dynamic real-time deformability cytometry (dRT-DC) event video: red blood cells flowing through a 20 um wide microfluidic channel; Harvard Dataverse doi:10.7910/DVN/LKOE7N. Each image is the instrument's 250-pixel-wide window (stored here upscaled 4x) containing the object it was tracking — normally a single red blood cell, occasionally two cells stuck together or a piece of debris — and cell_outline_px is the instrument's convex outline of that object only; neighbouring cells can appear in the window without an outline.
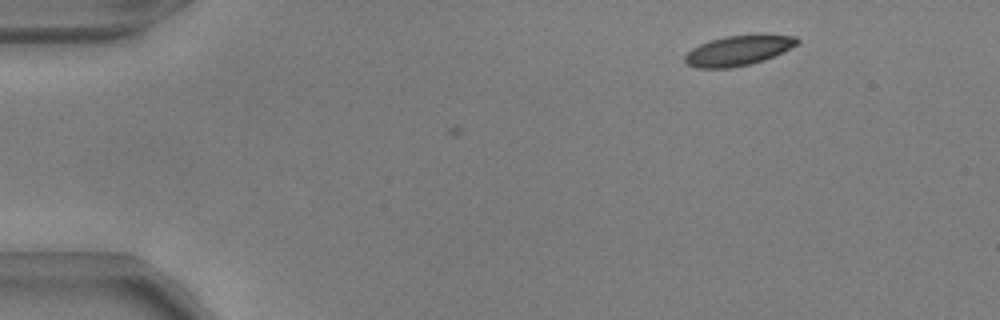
{"species": "common noctule bat (a hibernating species)", "species_latin": "Nyctalus noctula", "temperature_condition": "warm", "stored_images_in_passage": 3, "camera_frame_rate_fps": 3000, "um_per_image_px": 0.085, "animal": {"sex": "male", "body_mass_g": 17.9, "forearm_length_mm": 54.2}, "frame": {"image": 1, "passage_image": 3, "time_ms": 0.667, "image_size_px": [1000, 320], "cell_outline_px": [[800, 40], [796, 44], [764, 60], [732, 68], [696, 68], [688, 64], [684, 60], [684, 56], [692, 48], [708, 40], [728, 36], [796, 36]], "centroid_in_image_um": [62.66, 4.32], "position_along_channel_um": 22.3, "area_um2": 18.96}}